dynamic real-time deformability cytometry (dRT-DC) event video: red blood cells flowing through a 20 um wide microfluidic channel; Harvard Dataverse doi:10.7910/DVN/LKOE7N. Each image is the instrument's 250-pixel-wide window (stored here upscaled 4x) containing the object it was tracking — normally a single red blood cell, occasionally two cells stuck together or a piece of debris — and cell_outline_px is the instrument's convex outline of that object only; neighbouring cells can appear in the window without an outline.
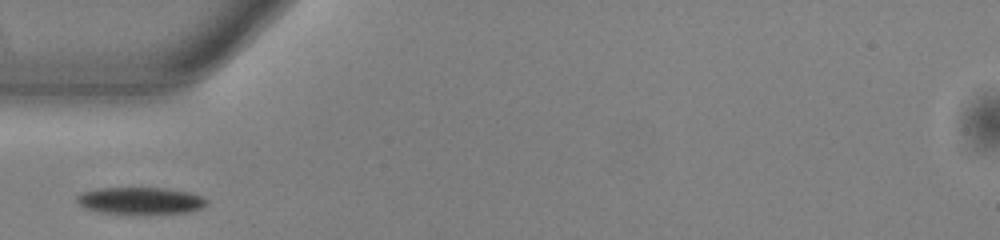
{"species": "common noctule bat (a hibernating species)", "species_latin": "Nyctalus noctula", "temperature_condition": "warm", "stored_images_in_passage": 36, "camera_frame_rate_fps": 3000, "um_per_image_px": 0.085, "animal": {"sex": "male", "body_mass_g": 13.0, "forearm_length_mm": 53.1}, "frame": {"image": 1, "passage_image": 1, "time_ms": 0.0, "image_size_px": [1000, 240], "cell_outline_px": [[208, 204], [204, 208], [192, 212], [100, 212], [84, 208], [76, 204], [76, 196], [80, 192], [100, 188], [164, 188], [188, 192], [200, 196], [208, 200]], "centroid_in_image_um": [11.91, 17.03], "position_along_channel_um": 73.1, "area_um2": 20.06}}
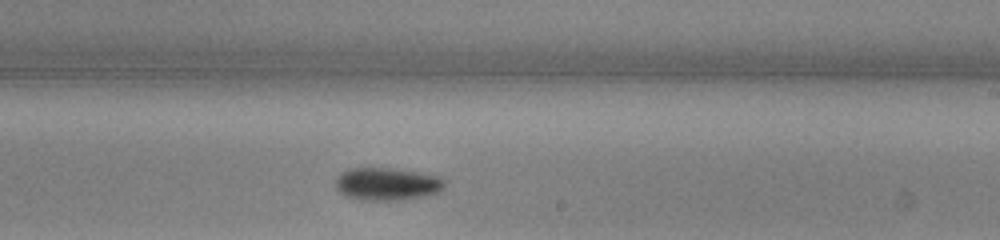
{"frame": {"image": 2, "passage_image": 15, "time_ms": 4.667, "image_size_px": [1000, 240], "cell_outline_px": [[444, 188], [436, 192], [424, 196], [400, 200], [356, 200], [340, 192], [336, 188], [336, 180], [348, 168], [388, 168], [420, 172], [440, 176], [444, 180]], "centroid_in_image_um": [32.91, 15.64], "position_along_channel_um": 256.1, "area_um2": 20.63}}
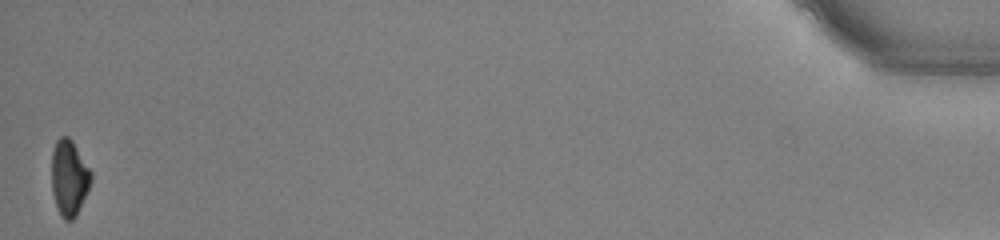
{"frame": {"image": 3, "passage_image": 36, "time_ms": 11.667, "image_size_px": [1000, 240], "cell_outline_px": [[92, 180], [76, 216], [72, 220], [64, 220], [60, 216], [56, 208], [52, 192], [52, 152], [56, 140], [60, 136], [68, 136], [72, 140], [92, 172]], "centroid_in_image_um": [5.87, 15.12], "position_along_channel_um": 429.3, "area_um2": 17.51}}